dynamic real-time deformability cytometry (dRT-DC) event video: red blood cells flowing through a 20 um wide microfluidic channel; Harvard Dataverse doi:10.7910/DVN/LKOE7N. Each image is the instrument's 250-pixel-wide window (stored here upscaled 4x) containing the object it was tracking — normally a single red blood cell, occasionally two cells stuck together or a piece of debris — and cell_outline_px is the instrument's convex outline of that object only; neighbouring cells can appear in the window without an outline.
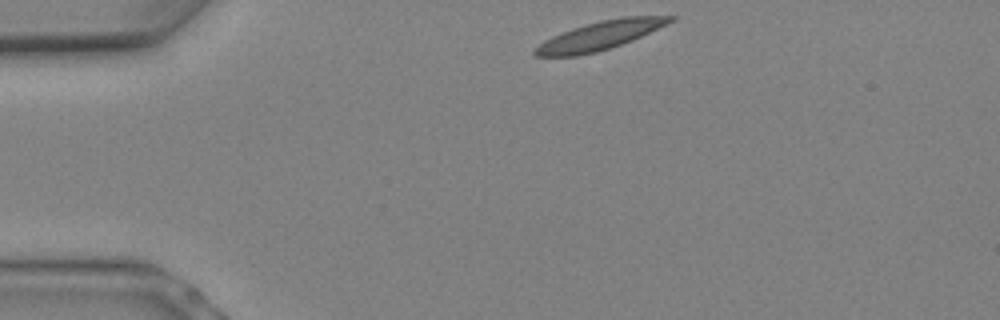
{"species": "Egyptian fruit bat (a non-hibernating species)", "species_latin": "Rousettus aegyptiacus", "temperature_condition": "warm", "stored_images_in_passage": 6, "camera_frame_rate_fps": 3000, "um_per_image_px": 0.085, "animal": {"sex": "female"}, "frame": {"image": 1, "passage_image": 1, "time_ms": 0.0, "image_size_px": [1000, 320], "cell_outline_px": [[676, 20], [668, 24], [632, 40], [596, 52], [576, 56], [536, 56], [532, 52], [544, 40], [552, 36], [572, 28], [600, 20], [624, 16], [676, 16]], "centroid_in_image_um": [51.01, 3.01], "position_along_channel_um": 34.0, "area_um2": 22.31}}
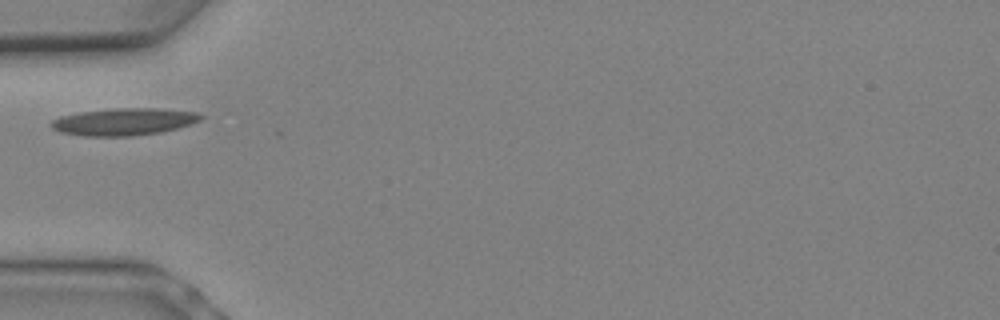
{"frame": {"image": 2, "passage_image": 4, "time_ms": 1.0, "image_size_px": [1000, 320], "cell_outline_px": [[204, 116], [200, 120], [192, 124], [160, 132], [132, 136], [84, 136], [60, 132], [52, 128], [48, 124], [52, 120], [60, 116], [80, 112], [112, 108], [160, 108], [200, 112]], "centroid_in_image_um": [10.54, 10.34], "position_along_channel_um": 74.5, "area_um2": 23.93}}